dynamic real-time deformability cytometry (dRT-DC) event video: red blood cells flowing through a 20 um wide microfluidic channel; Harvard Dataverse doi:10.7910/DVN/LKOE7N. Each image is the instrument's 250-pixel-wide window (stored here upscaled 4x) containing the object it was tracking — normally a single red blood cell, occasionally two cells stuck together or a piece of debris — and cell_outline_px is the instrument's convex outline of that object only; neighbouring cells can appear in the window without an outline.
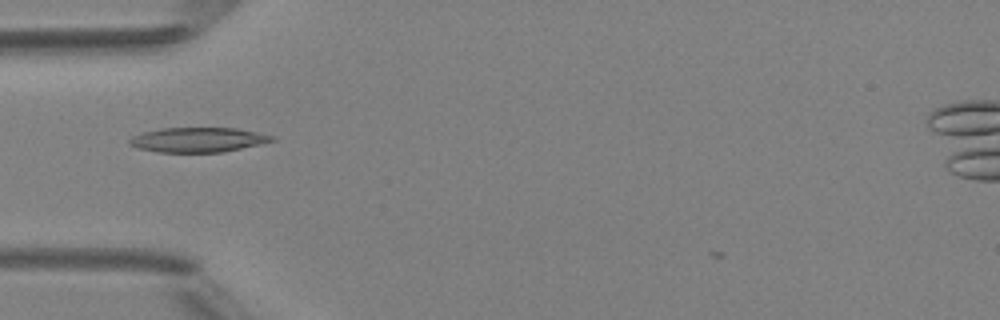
{"species": "Egyptian fruit bat (a non-hibernating species)", "species_latin": "Rousettus aegyptiacus", "temperature_condition": "room temperature", "stored_images_in_passage": 34, "camera_frame_rate_fps": 3000, "um_per_image_px": 0.085, "animal": {"sex": "female"}, "frame": {"image": 1, "passage_image": 1, "time_ms": 0.0, "image_size_px": [1000, 320], "cell_outline_px": [[276, 140], [260, 144], [224, 152], [156, 152], [136, 148], [128, 144], [128, 140], [132, 136], [144, 132], [160, 128], [236, 128], [276, 136]], "centroid_in_image_um": [16.81, 11.88], "position_along_channel_um": 68.2, "area_um2": 20.63}}
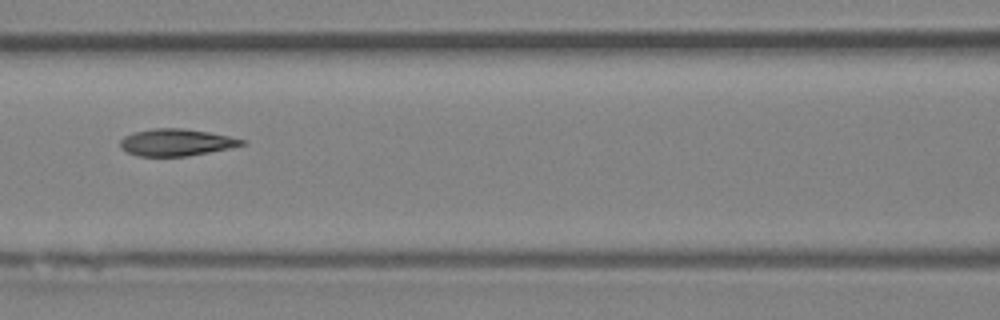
{"frame": {"image": 2, "passage_image": 7, "time_ms": 2.0, "image_size_px": [1000, 320], "cell_outline_px": [[244, 144], [228, 148], [188, 156], [136, 156], [120, 148], [120, 140], [124, 136], [132, 132], [152, 128], [184, 128], [208, 132], [228, 136], [244, 140]], "centroid_in_image_um": [14.9, 12.09], "position_along_channel_um": 151.7, "area_um2": 19.02}}
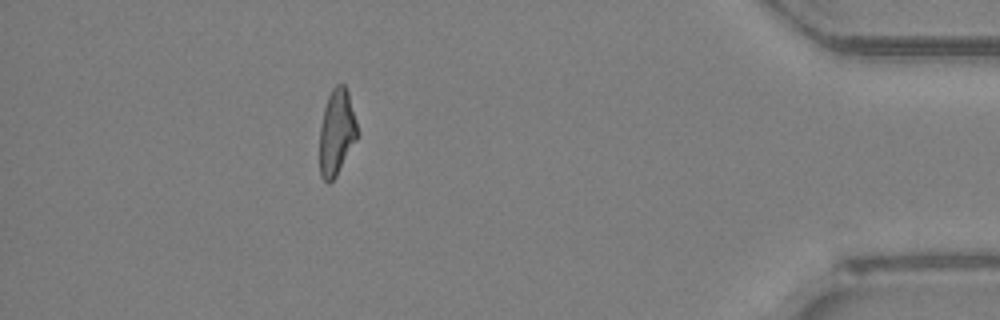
{"frame": {"image": 3, "passage_image": 29, "time_ms": 9.333, "image_size_px": [1000, 320], "cell_outline_px": [[356, 140], [336, 176], [328, 184], [320, 176], [320, 128], [324, 108], [328, 96], [332, 88], [336, 84], [344, 84], [348, 92], [356, 120]], "centroid_in_image_um": [28.6, 11.24], "position_along_channel_um": 406.6, "area_um2": 18.61}, "authors_computed_cell_mechanics": {"area_um2": 19.3052, "velocity_mm_per_s": 4.1805, "shape_relaxation_time_tau1_ms": null, "shape_relaxation_time_tau2_ms": 2.5039, "deformation_change_tau1": null, "deformation_change_tau2": 0.0991}}